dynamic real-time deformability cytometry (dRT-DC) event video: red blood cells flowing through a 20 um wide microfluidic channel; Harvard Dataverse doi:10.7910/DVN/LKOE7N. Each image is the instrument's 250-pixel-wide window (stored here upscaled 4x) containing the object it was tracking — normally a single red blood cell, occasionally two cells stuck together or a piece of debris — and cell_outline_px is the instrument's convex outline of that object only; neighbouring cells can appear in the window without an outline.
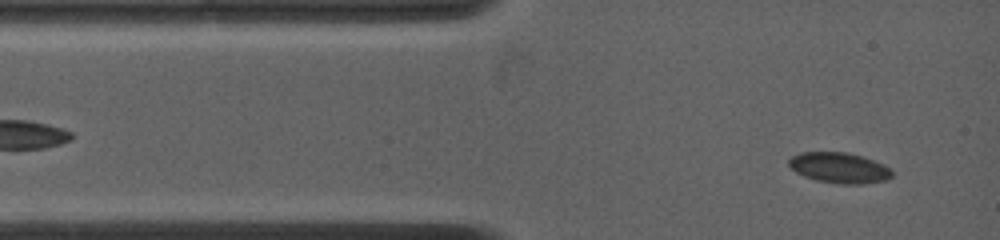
{"species": "common noctule bat (a hibernating species)", "species_latin": "Nyctalus noctula", "temperature_condition": "warm", "stored_images_in_passage": 14, "camera_frame_rate_fps": 4500, "um_per_image_px": 0.085, "animal": {"sex": "female", "body_mass_g": 19.0, "forearm_length_mm": 53.3}, "frame": {"image": 1, "passage_image": 3, "time_ms": 0.444, "image_size_px": [1000, 240], "cell_outline_px": [[892, 176], [888, 180], [860, 184], [836, 184], [816, 180], [804, 176], [796, 172], [788, 164], [788, 160], [792, 156], [800, 152], [848, 152], [884, 164], [892, 172]], "centroid_in_image_um": [71.33, 14.27], "position_along_channel_um": 13.7, "area_um2": 18.38}}